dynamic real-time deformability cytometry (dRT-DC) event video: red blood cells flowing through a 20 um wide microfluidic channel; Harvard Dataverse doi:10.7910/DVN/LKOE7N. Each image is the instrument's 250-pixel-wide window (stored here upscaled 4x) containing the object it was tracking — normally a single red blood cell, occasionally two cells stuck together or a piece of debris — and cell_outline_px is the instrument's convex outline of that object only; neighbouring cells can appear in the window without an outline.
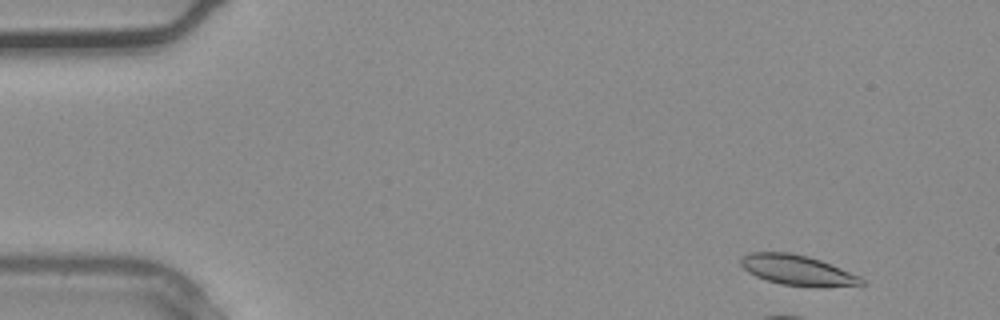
{"species": "common noctule bat (a hibernating species)", "species_latin": "Nyctalus noctula", "temperature_condition": "warm", "stored_images_in_passage": 6, "camera_frame_rate_fps": 3000, "um_per_image_px": 0.085, "animal": {"sex": "male", "body_mass_g": 20.4}, "frame": {"image": 1, "passage_image": 3, "time_ms": 0.667, "image_size_px": [1000, 320], "cell_outline_px": [[864, 284], [816, 288], [780, 284], [756, 276], [748, 272], [740, 264], [740, 256], [752, 252], [792, 252], [808, 256], [820, 260], [860, 276], [864, 280]], "centroid_in_image_um": [67.77, 22.97], "position_along_channel_um": 17.2, "area_um2": 21.39}}